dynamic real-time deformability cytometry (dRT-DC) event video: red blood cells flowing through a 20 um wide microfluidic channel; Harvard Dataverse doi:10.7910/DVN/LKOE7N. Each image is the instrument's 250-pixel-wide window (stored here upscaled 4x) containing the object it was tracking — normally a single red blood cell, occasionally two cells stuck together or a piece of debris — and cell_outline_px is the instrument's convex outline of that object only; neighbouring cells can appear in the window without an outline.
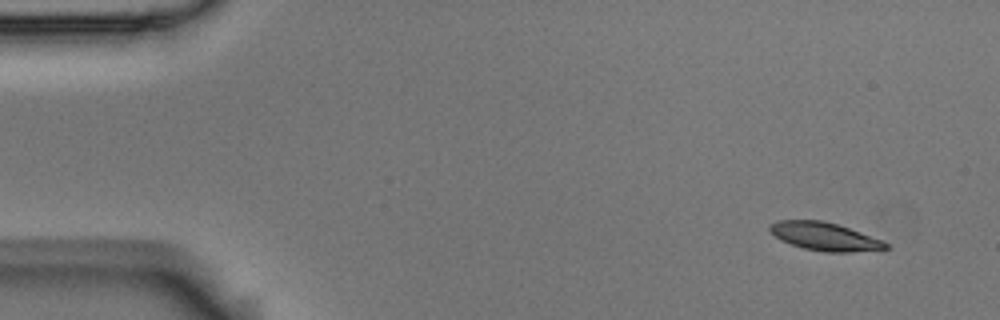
{"species": "Egyptian fruit bat (a non-hibernating species)", "species_latin": "Rousettus aegyptiacus", "temperature_condition": "room temperature", "stored_images_in_passage": 5, "camera_frame_rate_fps": 3000, "um_per_image_px": 0.085, "animal": {"sex": "male"}, "frame": {"image": 1, "passage_image": 1, "time_ms": 0.0, "image_size_px": [1000, 320], "cell_outline_px": [[888, 248], [852, 252], [824, 252], [804, 248], [780, 240], [768, 228], [768, 224], [776, 220], [824, 220], [860, 232], [880, 240], [888, 244]], "centroid_in_image_um": [70.03, 20.09], "position_along_channel_um": 15.0, "area_um2": 18.73}}
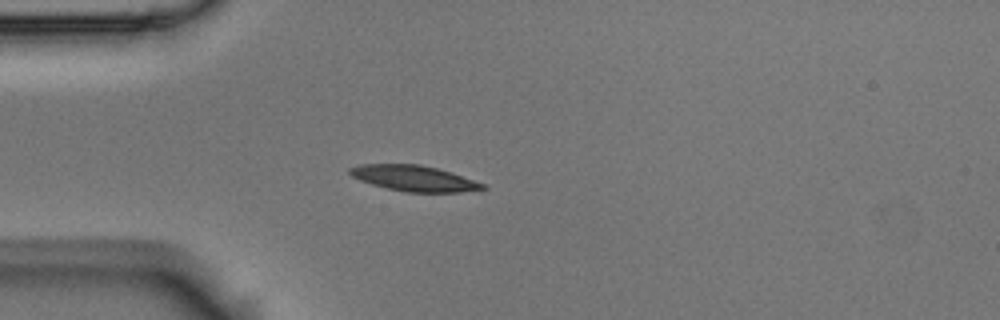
{"frame": {"image": 2, "passage_image": 4, "time_ms": 1.0, "image_size_px": [1000, 320], "cell_outline_px": [[488, 188], [460, 192], [404, 192], [372, 184], [360, 180], [352, 176], [348, 172], [348, 168], [360, 164], [420, 164], [436, 168], [484, 184]], "centroid_in_image_um": [35.13, 15.15], "position_along_channel_um": 49.9, "area_um2": 19.59}}